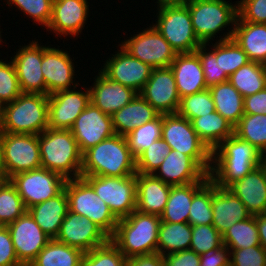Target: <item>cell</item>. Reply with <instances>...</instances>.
<instances>
[{"label":"cell","instance_id":"obj_5","mask_svg":"<svg viewBox=\"0 0 266 266\" xmlns=\"http://www.w3.org/2000/svg\"><path fill=\"white\" fill-rule=\"evenodd\" d=\"M48 126V95L21 93L4 104L0 132L39 135Z\"/></svg>","mask_w":266,"mask_h":266},{"label":"cell","instance_id":"obj_51","mask_svg":"<svg viewBox=\"0 0 266 266\" xmlns=\"http://www.w3.org/2000/svg\"><path fill=\"white\" fill-rule=\"evenodd\" d=\"M229 250L230 266H265L266 249L261 245Z\"/></svg>","mask_w":266,"mask_h":266},{"label":"cell","instance_id":"obj_62","mask_svg":"<svg viewBox=\"0 0 266 266\" xmlns=\"http://www.w3.org/2000/svg\"><path fill=\"white\" fill-rule=\"evenodd\" d=\"M2 110H3V105L0 102V124H1V120H2Z\"/></svg>","mask_w":266,"mask_h":266},{"label":"cell","instance_id":"obj_41","mask_svg":"<svg viewBox=\"0 0 266 266\" xmlns=\"http://www.w3.org/2000/svg\"><path fill=\"white\" fill-rule=\"evenodd\" d=\"M26 212L27 208L10 180L0 181V225L7 226Z\"/></svg>","mask_w":266,"mask_h":266},{"label":"cell","instance_id":"obj_22","mask_svg":"<svg viewBox=\"0 0 266 266\" xmlns=\"http://www.w3.org/2000/svg\"><path fill=\"white\" fill-rule=\"evenodd\" d=\"M153 175L170 186L207 182L208 173L190 156L170 149Z\"/></svg>","mask_w":266,"mask_h":266},{"label":"cell","instance_id":"obj_10","mask_svg":"<svg viewBox=\"0 0 266 266\" xmlns=\"http://www.w3.org/2000/svg\"><path fill=\"white\" fill-rule=\"evenodd\" d=\"M6 178L41 167L39 135L0 132Z\"/></svg>","mask_w":266,"mask_h":266},{"label":"cell","instance_id":"obj_46","mask_svg":"<svg viewBox=\"0 0 266 266\" xmlns=\"http://www.w3.org/2000/svg\"><path fill=\"white\" fill-rule=\"evenodd\" d=\"M208 45L209 43L202 44L195 52L202 64L206 86L210 88L219 83L227 82L229 77L227 75H220L219 41H216L214 45L212 43V50L210 51H206Z\"/></svg>","mask_w":266,"mask_h":266},{"label":"cell","instance_id":"obj_7","mask_svg":"<svg viewBox=\"0 0 266 266\" xmlns=\"http://www.w3.org/2000/svg\"><path fill=\"white\" fill-rule=\"evenodd\" d=\"M64 189L68 197L69 211L87 217L110 237L115 233L119 219L83 177L66 180Z\"/></svg>","mask_w":266,"mask_h":266},{"label":"cell","instance_id":"obj_50","mask_svg":"<svg viewBox=\"0 0 266 266\" xmlns=\"http://www.w3.org/2000/svg\"><path fill=\"white\" fill-rule=\"evenodd\" d=\"M22 93L15 65L11 61L0 59V102L2 105L12 102Z\"/></svg>","mask_w":266,"mask_h":266},{"label":"cell","instance_id":"obj_37","mask_svg":"<svg viewBox=\"0 0 266 266\" xmlns=\"http://www.w3.org/2000/svg\"><path fill=\"white\" fill-rule=\"evenodd\" d=\"M228 81L243 97L255 94L266 87L265 65L250 61L230 75Z\"/></svg>","mask_w":266,"mask_h":266},{"label":"cell","instance_id":"obj_4","mask_svg":"<svg viewBox=\"0 0 266 266\" xmlns=\"http://www.w3.org/2000/svg\"><path fill=\"white\" fill-rule=\"evenodd\" d=\"M39 146L42 168L66 180L81 177L82 153L70 130L47 128L39 134Z\"/></svg>","mask_w":266,"mask_h":266},{"label":"cell","instance_id":"obj_35","mask_svg":"<svg viewBox=\"0 0 266 266\" xmlns=\"http://www.w3.org/2000/svg\"><path fill=\"white\" fill-rule=\"evenodd\" d=\"M192 225L188 222H162L158 232L157 253L162 256L174 252L189 250L191 245Z\"/></svg>","mask_w":266,"mask_h":266},{"label":"cell","instance_id":"obj_54","mask_svg":"<svg viewBox=\"0 0 266 266\" xmlns=\"http://www.w3.org/2000/svg\"><path fill=\"white\" fill-rule=\"evenodd\" d=\"M163 262L164 266H200V255L189 249L167 254Z\"/></svg>","mask_w":266,"mask_h":266},{"label":"cell","instance_id":"obj_56","mask_svg":"<svg viewBox=\"0 0 266 266\" xmlns=\"http://www.w3.org/2000/svg\"><path fill=\"white\" fill-rule=\"evenodd\" d=\"M244 114H266V87L261 91L244 97Z\"/></svg>","mask_w":266,"mask_h":266},{"label":"cell","instance_id":"obj_17","mask_svg":"<svg viewBox=\"0 0 266 266\" xmlns=\"http://www.w3.org/2000/svg\"><path fill=\"white\" fill-rule=\"evenodd\" d=\"M83 154L99 142L115 135L112 116L105 114L91 102L70 128Z\"/></svg>","mask_w":266,"mask_h":266},{"label":"cell","instance_id":"obj_58","mask_svg":"<svg viewBox=\"0 0 266 266\" xmlns=\"http://www.w3.org/2000/svg\"><path fill=\"white\" fill-rule=\"evenodd\" d=\"M256 225L260 244L266 249V213L256 215Z\"/></svg>","mask_w":266,"mask_h":266},{"label":"cell","instance_id":"obj_40","mask_svg":"<svg viewBox=\"0 0 266 266\" xmlns=\"http://www.w3.org/2000/svg\"><path fill=\"white\" fill-rule=\"evenodd\" d=\"M223 34L219 41V66L220 75H232L241 66L250 62L247 54L232 38L234 28Z\"/></svg>","mask_w":266,"mask_h":266},{"label":"cell","instance_id":"obj_47","mask_svg":"<svg viewBox=\"0 0 266 266\" xmlns=\"http://www.w3.org/2000/svg\"><path fill=\"white\" fill-rule=\"evenodd\" d=\"M169 152L170 147L162 138L154 141L136 158L137 173L153 174Z\"/></svg>","mask_w":266,"mask_h":266},{"label":"cell","instance_id":"obj_26","mask_svg":"<svg viewBox=\"0 0 266 266\" xmlns=\"http://www.w3.org/2000/svg\"><path fill=\"white\" fill-rule=\"evenodd\" d=\"M169 67L173 72L180 98L208 89L196 52L178 53Z\"/></svg>","mask_w":266,"mask_h":266},{"label":"cell","instance_id":"obj_24","mask_svg":"<svg viewBox=\"0 0 266 266\" xmlns=\"http://www.w3.org/2000/svg\"><path fill=\"white\" fill-rule=\"evenodd\" d=\"M90 90V102L102 112L112 116L131 102L138 92L107 78L100 70Z\"/></svg>","mask_w":266,"mask_h":266},{"label":"cell","instance_id":"obj_60","mask_svg":"<svg viewBox=\"0 0 266 266\" xmlns=\"http://www.w3.org/2000/svg\"><path fill=\"white\" fill-rule=\"evenodd\" d=\"M5 180H7V178H6L5 168L3 164L2 147H1V140H0V181H5Z\"/></svg>","mask_w":266,"mask_h":266},{"label":"cell","instance_id":"obj_59","mask_svg":"<svg viewBox=\"0 0 266 266\" xmlns=\"http://www.w3.org/2000/svg\"><path fill=\"white\" fill-rule=\"evenodd\" d=\"M189 0H157V8L161 6H167V5H184Z\"/></svg>","mask_w":266,"mask_h":266},{"label":"cell","instance_id":"obj_23","mask_svg":"<svg viewBox=\"0 0 266 266\" xmlns=\"http://www.w3.org/2000/svg\"><path fill=\"white\" fill-rule=\"evenodd\" d=\"M87 0H53L52 15L47 30L56 35L74 38L84 29L89 17Z\"/></svg>","mask_w":266,"mask_h":266},{"label":"cell","instance_id":"obj_9","mask_svg":"<svg viewBox=\"0 0 266 266\" xmlns=\"http://www.w3.org/2000/svg\"><path fill=\"white\" fill-rule=\"evenodd\" d=\"M155 28L169 42L176 53H191L202 45L195 35L189 9L184 5L157 8Z\"/></svg>","mask_w":266,"mask_h":266},{"label":"cell","instance_id":"obj_63","mask_svg":"<svg viewBox=\"0 0 266 266\" xmlns=\"http://www.w3.org/2000/svg\"><path fill=\"white\" fill-rule=\"evenodd\" d=\"M1 32H2V31H0V43L3 42V41H2V37H1V36H2V35H1Z\"/></svg>","mask_w":266,"mask_h":266},{"label":"cell","instance_id":"obj_38","mask_svg":"<svg viewBox=\"0 0 266 266\" xmlns=\"http://www.w3.org/2000/svg\"><path fill=\"white\" fill-rule=\"evenodd\" d=\"M223 245L228 249H243L259 246V234L256 225V215L236 222L222 235Z\"/></svg>","mask_w":266,"mask_h":266},{"label":"cell","instance_id":"obj_21","mask_svg":"<svg viewBox=\"0 0 266 266\" xmlns=\"http://www.w3.org/2000/svg\"><path fill=\"white\" fill-rule=\"evenodd\" d=\"M41 69L48 96L61 90H70L71 87L77 89L79 86L73 80L75 67L68 51L43 45Z\"/></svg>","mask_w":266,"mask_h":266},{"label":"cell","instance_id":"obj_11","mask_svg":"<svg viewBox=\"0 0 266 266\" xmlns=\"http://www.w3.org/2000/svg\"><path fill=\"white\" fill-rule=\"evenodd\" d=\"M118 218L136 210V175L127 177L81 176Z\"/></svg>","mask_w":266,"mask_h":266},{"label":"cell","instance_id":"obj_44","mask_svg":"<svg viewBox=\"0 0 266 266\" xmlns=\"http://www.w3.org/2000/svg\"><path fill=\"white\" fill-rule=\"evenodd\" d=\"M80 266H127V258L109 240L107 243L84 253Z\"/></svg>","mask_w":266,"mask_h":266},{"label":"cell","instance_id":"obj_8","mask_svg":"<svg viewBox=\"0 0 266 266\" xmlns=\"http://www.w3.org/2000/svg\"><path fill=\"white\" fill-rule=\"evenodd\" d=\"M162 139L170 149L192 157L208 174L212 151L193 129L191 121L175 114H162Z\"/></svg>","mask_w":266,"mask_h":266},{"label":"cell","instance_id":"obj_1","mask_svg":"<svg viewBox=\"0 0 266 266\" xmlns=\"http://www.w3.org/2000/svg\"><path fill=\"white\" fill-rule=\"evenodd\" d=\"M261 152L235 134L222 141L212 151L210 180L228 188L260 165Z\"/></svg>","mask_w":266,"mask_h":266},{"label":"cell","instance_id":"obj_30","mask_svg":"<svg viewBox=\"0 0 266 266\" xmlns=\"http://www.w3.org/2000/svg\"><path fill=\"white\" fill-rule=\"evenodd\" d=\"M158 113L139 93L136 97L112 115L115 134L127 136L135 128L153 121Z\"/></svg>","mask_w":266,"mask_h":266},{"label":"cell","instance_id":"obj_52","mask_svg":"<svg viewBox=\"0 0 266 266\" xmlns=\"http://www.w3.org/2000/svg\"><path fill=\"white\" fill-rule=\"evenodd\" d=\"M238 17L245 22L266 24V0H240Z\"/></svg>","mask_w":266,"mask_h":266},{"label":"cell","instance_id":"obj_14","mask_svg":"<svg viewBox=\"0 0 266 266\" xmlns=\"http://www.w3.org/2000/svg\"><path fill=\"white\" fill-rule=\"evenodd\" d=\"M55 239L86 253L107 243L110 236L87 217L68 210Z\"/></svg>","mask_w":266,"mask_h":266},{"label":"cell","instance_id":"obj_53","mask_svg":"<svg viewBox=\"0 0 266 266\" xmlns=\"http://www.w3.org/2000/svg\"><path fill=\"white\" fill-rule=\"evenodd\" d=\"M0 266H23L18 261L7 226H0Z\"/></svg>","mask_w":266,"mask_h":266},{"label":"cell","instance_id":"obj_20","mask_svg":"<svg viewBox=\"0 0 266 266\" xmlns=\"http://www.w3.org/2000/svg\"><path fill=\"white\" fill-rule=\"evenodd\" d=\"M11 57L17 72L22 93H39L48 95L42 73L43 45L32 40L24 45Z\"/></svg>","mask_w":266,"mask_h":266},{"label":"cell","instance_id":"obj_49","mask_svg":"<svg viewBox=\"0 0 266 266\" xmlns=\"http://www.w3.org/2000/svg\"><path fill=\"white\" fill-rule=\"evenodd\" d=\"M7 4L18 7L24 15L34 20L33 24H41L47 29L52 15L53 0H7Z\"/></svg>","mask_w":266,"mask_h":266},{"label":"cell","instance_id":"obj_25","mask_svg":"<svg viewBox=\"0 0 266 266\" xmlns=\"http://www.w3.org/2000/svg\"><path fill=\"white\" fill-rule=\"evenodd\" d=\"M213 226L223 235L236 222L247 219L251 214L243 202L228 188L212 182Z\"/></svg>","mask_w":266,"mask_h":266},{"label":"cell","instance_id":"obj_31","mask_svg":"<svg viewBox=\"0 0 266 266\" xmlns=\"http://www.w3.org/2000/svg\"><path fill=\"white\" fill-rule=\"evenodd\" d=\"M232 38L250 61L266 65V24L245 22L238 17Z\"/></svg>","mask_w":266,"mask_h":266},{"label":"cell","instance_id":"obj_6","mask_svg":"<svg viewBox=\"0 0 266 266\" xmlns=\"http://www.w3.org/2000/svg\"><path fill=\"white\" fill-rule=\"evenodd\" d=\"M225 0H189L186 5L192 20L193 30L202 44L210 43L216 33L229 25L235 27L238 18V3ZM223 28V29H222Z\"/></svg>","mask_w":266,"mask_h":266},{"label":"cell","instance_id":"obj_57","mask_svg":"<svg viewBox=\"0 0 266 266\" xmlns=\"http://www.w3.org/2000/svg\"><path fill=\"white\" fill-rule=\"evenodd\" d=\"M127 266H164L163 256L154 253L131 257L127 259Z\"/></svg>","mask_w":266,"mask_h":266},{"label":"cell","instance_id":"obj_42","mask_svg":"<svg viewBox=\"0 0 266 266\" xmlns=\"http://www.w3.org/2000/svg\"><path fill=\"white\" fill-rule=\"evenodd\" d=\"M125 137L131 154L137 158L154 141L162 138V114L135 128Z\"/></svg>","mask_w":266,"mask_h":266},{"label":"cell","instance_id":"obj_32","mask_svg":"<svg viewBox=\"0 0 266 266\" xmlns=\"http://www.w3.org/2000/svg\"><path fill=\"white\" fill-rule=\"evenodd\" d=\"M205 183L194 182L186 185L171 186L165 209L160 215L161 221L169 223L188 222L193 195Z\"/></svg>","mask_w":266,"mask_h":266},{"label":"cell","instance_id":"obj_13","mask_svg":"<svg viewBox=\"0 0 266 266\" xmlns=\"http://www.w3.org/2000/svg\"><path fill=\"white\" fill-rule=\"evenodd\" d=\"M137 33L122 41L119 46L152 68L169 67L177 53L155 26H149Z\"/></svg>","mask_w":266,"mask_h":266},{"label":"cell","instance_id":"obj_15","mask_svg":"<svg viewBox=\"0 0 266 266\" xmlns=\"http://www.w3.org/2000/svg\"><path fill=\"white\" fill-rule=\"evenodd\" d=\"M18 261L23 266H29L38 253L52 239L27 211L13 223L7 225Z\"/></svg>","mask_w":266,"mask_h":266},{"label":"cell","instance_id":"obj_55","mask_svg":"<svg viewBox=\"0 0 266 266\" xmlns=\"http://www.w3.org/2000/svg\"><path fill=\"white\" fill-rule=\"evenodd\" d=\"M200 266H230V250L223 245L200 254Z\"/></svg>","mask_w":266,"mask_h":266},{"label":"cell","instance_id":"obj_33","mask_svg":"<svg viewBox=\"0 0 266 266\" xmlns=\"http://www.w3.org/2000/svg\"><path fill=\"white\" fill-rule=\"evenodd\" d=\"M208 89L215 104V110L235 127L244 115V97L229 81Z\"/></svg>","mask_w":266,"mask_h":266},{"label":"cell","instance_id":"obj_19","mask_svg":"<svg viewBox=\"0 0 266 266\" xmlns=\"http://www.w3.org/2000/svg\"><path fill=\"white\" fill-rule=\"evenodd\" d=\"M113 57L105 60L100 70L107 78L140 92L151 76L153 68L131 56L121 46Z\"/></svg>","mask_w":266,"mask_h":266},{"label":"cell","instance_id":"obj_48","mask_svg":"<svg viewBox=\"0 0 266 266\" xmlns=\"http://www.w3.org/2000/svg\"><path fill=\"white\" fill-rule=\"evenodd\" d=\"M222 246V235L212 224L192 226L190 250L200 255Z\"/></svg>","mask_w":266,"mask_h":266},{"label":"cell","instance_id":"obj_36","mask_svg":"<svg viewBox=\"0 0 266 266\" xmlns=\"http://www.w3.org/2000/svg\"><path fill=\"white\" fill-rule=\"evenodd\" d=\"M83 254L77 248L51 239L29 266H80Z\"/></svg>","mask_w":266,"mask_h":266},{"label":"cell","instance_id":"obj_16","mask_svg":"<svg viewBox=\"0 0 266 266\" xmlns=\"http://www.w3.org/2000/svg\"><path fill=\"white\" fill-rule=\"evenodd\" d=\"M81 90H61L48 96L49 128L70 130L77 117L90 104L89 87L85 88V92Z\"/></svg>","mask_w":266,"mask_h":266},{"label":"cell","instance_id":"obj_61","mask_svg":"<svg viewBox=\"0 0 266 266\" xmlns=\"http://www.w3.org/2000/svg\"><path fill=\"white\" fill-rule=\"evenodd\" d=\"M259 166L263 169V171L265 173V176H266V151L261 153L260 165Z\"/></svg>","mask_w":266,"mask_h":266},{"label":"cell","instance_id":"obj_27","mask_svg":"<svg viewBox=\"0 0 266 266\" xmlns=\"http://www.w3.org/2000/svg\"><path fill=\"white\" fill-rule=\"evenodd\" d=\"M171 186L153 174L136 173V210L160 216L168 201Z\"/></svg>","mask_w":266,"mask_h":266},{"label":"cell","instance_id":"obj_45","mask_svg":"<svg viewBox=\"0 0 266 266\" xmlns=\"http://www.w3.org/2000/svg\"><path fill=\"white\" fill-rule=\"evenodd\" d=\"M214 111H216L215 104L210 90L205 89L181 98L177 114L192 121L194 118L201 117Z\"/></svg>","mask_w":266,"mask_h":266},{"label":"cell","instance_id":"obj_39","mask_svg":"<svg viewBox=\"0 0 266 266\" xmlns=\"http://www.w3.org/2000/svg\"><path fill=\"white\" fill-rule=\"evenodd\" d=\"M234 134L261 153L266 151V114H244L234 127Z\"/></svg>","mask_w":266,"mask_h":266},{"label":"cell","instance_id":"obj_2","mask_svg":"<svg viewBox=\"0 0 266 266\" xmlns=\"http://www.w3.org/2000/svg\"><path fill=\"white\" fill-rule=\"evenodd\" d=\"M136 173V158L124 136L115 134L82 154L81 176L127 177Z\"/></svg>","mask_w":266,"mask_h":266},{"label":"cell","instance_id":"obj_34","mask_svg":"<svg viewBox=\"0 0 266 266\" xmlns=\"http://www.w3.org/2000/svg\"><path fill=\"white\" fill-rule=\"evenodd\" d=\"M191 123L197 135L211 151L234 134V127L217 111L194 118Z\"/></svg>","mask_w":266,"mask_h":266},{"label":"cell","instance_id":"obj_12","mask_svg":"<svg viewBox=\"0 0 266 266\" xmlns=\"http://www.w3.org/2000/svg\"><path fill=\"white\" fill-rule=\"evenodd\" d=\"M9 180L15 186L27 210L55 197L64 189L66 182L60 174L42 167L16 174Z\"/></svg>","mask_w":266,"mask_h":266},{"label":"cell","instance_id":"obj_43","mask_svg":"<svg viewBox=\"0 0 266 266\" xmlns=\"http://www.w3.org/2000/svg\"><path fill=\"white\" fill-rule=\"evenodd\" d=\"M212 181L209 179L194 195L188 223L192 226L213 224Z\"/></svg>","mask_w":266,"mask_h":266},{"label":"cell","instance_id":"obj_3","mask_svg":"<svg viewBox=\"0 0 266 266\" xmlns=\"http://www.w3.org/2000/svg\"><path fill=\"white\" fill-rule=\"evenodd\" d=\"M160 216L137 210L118 220L110 240L128 259L157 253Z\"/></svg>","mask_w":266,"mask_h":266},{"label":"cell","instance_id":"obj_29","mask_svg":"<svg viewBox=\"0 0 266 266\" xmlns=\"http://www.w3.org/2000/svg\"><path fill=\"white\" fill-rule=\"evenodd\" d=\"M68 210V197L65 189H63L55 197L34 205L27 211L31 214L42 231L52 239H55L59 234L61 224Z\"/></svg>","mask_w":266,"mask_h":266},{"label":"cell","instance_id":"obj_18","mask_svg":"<svg viewBox=\"0 0 266 266\" xmlns=\"http://www.w3.org/2000/svg\"><path fill=\"white\" fill-rule=\"evenodd\" d=\"M139 94L160 114H175L178 111L181 98L170 67L153 68Z\"/></svg>","mask_w":266,"mask_h":266},{"label":"cell","instance_id":"obj_28","mask_svg":"<svg viewBox=\"0 0 266 266\" xmlns=\"http://www.w3.org/2000/svg\"><path fill=\"white\" fill-rule=\"evenodd\" d=\"M228 189L243 202L251 215L266 213V176L260 166L235 181Z\"/></svg>","mask_w":266,"mask_h":266}]
</instances>
